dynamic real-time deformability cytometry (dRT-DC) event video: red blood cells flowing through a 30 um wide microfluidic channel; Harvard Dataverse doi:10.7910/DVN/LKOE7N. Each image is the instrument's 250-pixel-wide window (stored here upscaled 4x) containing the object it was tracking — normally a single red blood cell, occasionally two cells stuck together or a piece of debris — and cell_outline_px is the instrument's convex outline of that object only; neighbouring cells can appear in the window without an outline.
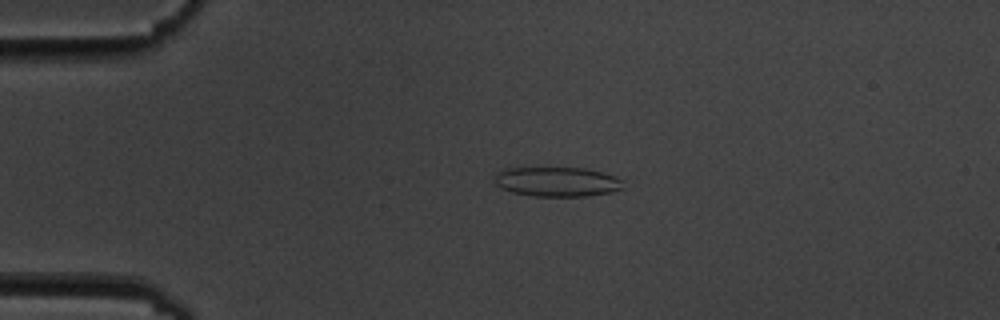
{"species": "common noctule bat (a hibernating species)", "species_latin": "Nyctalus noctula", "temperature_condition": "cold", "stored_images_in_passage": 4, "camera_frame_rate_fps": 3000, "um_per_image_px": 0.085, "animal": {"sex": "male", "body_mass_g": 19.5, "forearm_length_mm": 54.6}, "frame": {"image": 1, "passage_image": 3, "time_ms": 2.333, "image_size_px": [1000, 320], "cell_outline_px": [[628, 188], [612, 192], [588, 196], [532, 196], [512, 192], [500, 188], [492, 180], [496, 172], [504, 168], [584, 168], [616, 176], [624, 180]], "centroid_in_image_um": [47.38, 15.45], "position_along_channel_um": 37.6, "area_um2": 22.66}}